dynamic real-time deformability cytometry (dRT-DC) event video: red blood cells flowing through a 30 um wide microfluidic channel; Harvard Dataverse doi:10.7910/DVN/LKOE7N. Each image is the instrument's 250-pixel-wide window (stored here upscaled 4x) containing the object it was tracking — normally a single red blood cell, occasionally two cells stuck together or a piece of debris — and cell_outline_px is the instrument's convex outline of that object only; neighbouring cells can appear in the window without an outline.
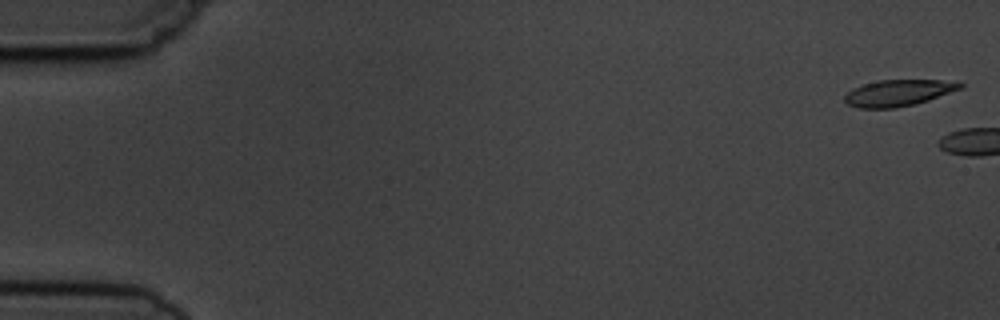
{"species": "common noctule bat (a hibernating species)", "species_latin": "Nyctalus noctula", "temperature_condition": "cold", "stored_images_in_passage": 7, "camera_frame_rate_fps": 3000, "um_per_image_px": 0.085, "animal": {"sex": "male", "body_mass_g": 19.5, "forearm_length_mm": 54.6}, "frame": {"image": 1, "passage_image": 1, "time_ms": 0.0, "image_size_px": [1000, 320], "cell_outline_px": [[964, 84], [960, 88], [928, 100], [916, 104], [896, 108], [860, 108], [848, 104], [844, 100], [844, 96], [852, 88], [864, 84], [880, 80], [940, 80]], "centroid_in_image_um": [76.29, 7.9], "position_along_channel_um": 8.7, "area_um2": 17.46}}